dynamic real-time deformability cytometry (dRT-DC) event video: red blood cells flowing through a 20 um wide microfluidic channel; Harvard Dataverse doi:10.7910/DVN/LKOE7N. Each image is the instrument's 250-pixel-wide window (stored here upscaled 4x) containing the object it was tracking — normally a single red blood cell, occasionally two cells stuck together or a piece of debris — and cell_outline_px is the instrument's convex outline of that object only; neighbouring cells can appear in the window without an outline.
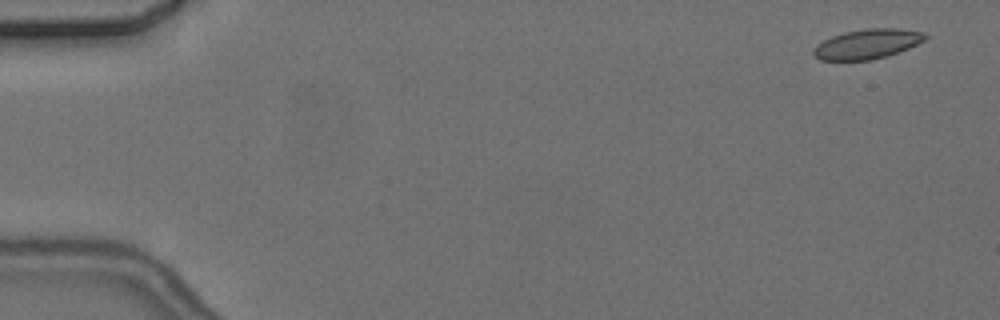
{"species": "common noctule bat (a hibernating species)", "species_latin": "Nyctalus noctula", "temperature_condition": "cold", "stored_images_in_passage": 5, "camera_frame_rate_fps": 3000, "um_per_image_px": 0.085, "animal": {"sex": "female", "body_mass_g": 24.6, "forearm_length_mm": 56.2}, "frame": {"image": 1, "passage_image": 1, "time_ms": 0.0, "image_size_px": [1000, 320], "cell_outline_px": [[928, 36], [924, 40], [908, 48], [888, 56], [868, 60], [820, 60], [812, 52], [812, 48], [816, 44], [832, 36], [844, 32], [868, 28], [900, 28], [924, 32]], "centroid_in_image_um": [73.71, 3.73], "position_along_channel_um": 11.3, "area_um2": 19.36}}